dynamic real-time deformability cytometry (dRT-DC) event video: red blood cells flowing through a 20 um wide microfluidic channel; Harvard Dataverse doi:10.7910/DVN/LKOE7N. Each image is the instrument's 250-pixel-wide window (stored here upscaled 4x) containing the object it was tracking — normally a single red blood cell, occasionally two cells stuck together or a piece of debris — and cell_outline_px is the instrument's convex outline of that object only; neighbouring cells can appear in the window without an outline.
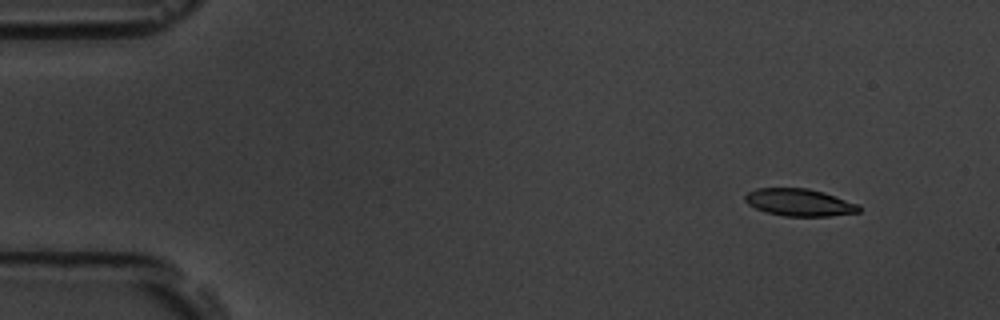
{"species": "common noctule bat (a hibernating species)", "species_latin": "Nyctalus noctula", "temperature_condition": "room temperature", "stored_images_in_passage": 51, "camera_frame_rate_fps": 3000, "um_per_image_px": 0.085, "animal": {"sex": "male", "body_mass_g": 19.5, "forearm_length_mm": 54.6}, "frame": {"image": 1, "passage_image": 2, "time_ms": 0.333, "image_size_px": [1000, 320], "cell_outline_px": [[860, 212], [828, 216], [784, 216], [768, 212], [756, 208], [748, 204], [744, 200], [744, 196], [748, 192], [756, 188], [808, 188], [824, 192], [860, 204]], "centroid_in_image_um": [67.96, 17.2], "position_along_channel_um": 17.0, "area_um2": 18.15}}
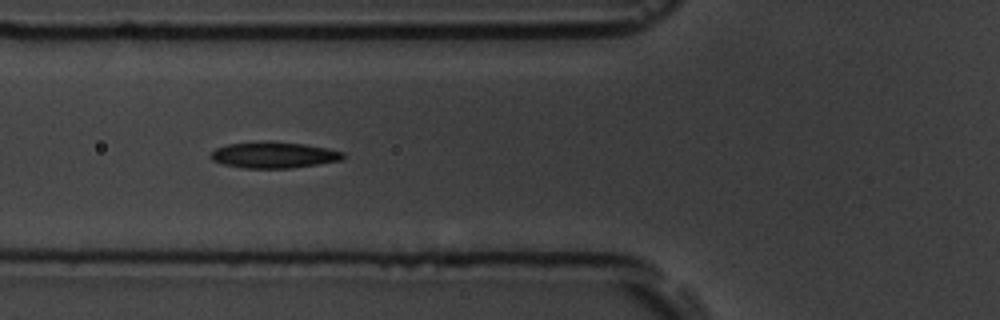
{"frame": {"image": 2, "passage_image": 17, "time_ms": 5.333, "image_size_px": [1000, 320], "cell_outline_px": [[344, 156], [340, 160], [292, 168], [244, 168], [224, 164], [212, 160], [208, 156], [216, 148], [228, 144], [304, 144], [328, 148], [344, 152]], "centroid_in_image_um": [23.28, 13.22], "position_along_channel_um": 102.5, "area_um2": 19.13}}
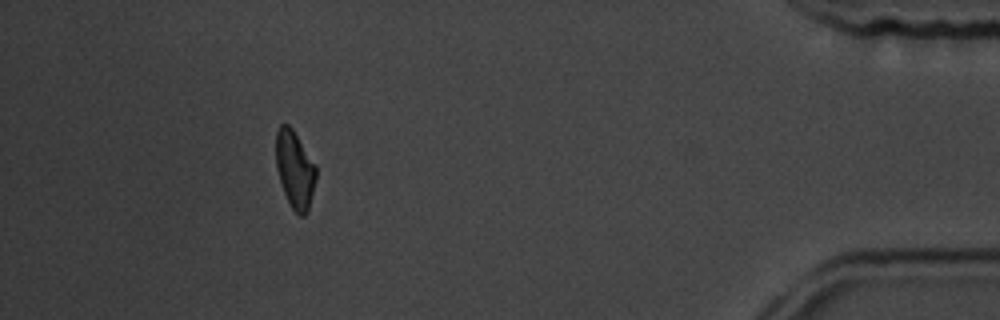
{"frame": {"image": 3, "passage_image": 46, "time_ms": 15.0, "image_size_px": [1000, 320], "cell_outline_px": [[316, 180], [308, 212], [304, 216], [300, 216], [292, 208], [284, 192], [276, 168], [276, 132], [280, 124], [288, 124], [292, 128], [316, 164]], "centroid_in_image_um": [25.07, 14.4], "position_along_channel_um": 410.1, "area_um2": 18.15}, "authors_computed_cell_mechanics": {"area_um2": 19.0162, "velocity_mm_per_s": 3.7823, "shape_relaxation_time_tau1_ms": 3.3509, "shape_relaxation_time_tau2_ms": 7.3232, "deformation_change_tau1": 0.1339, "deformation_change_tau2": 0.1459}}